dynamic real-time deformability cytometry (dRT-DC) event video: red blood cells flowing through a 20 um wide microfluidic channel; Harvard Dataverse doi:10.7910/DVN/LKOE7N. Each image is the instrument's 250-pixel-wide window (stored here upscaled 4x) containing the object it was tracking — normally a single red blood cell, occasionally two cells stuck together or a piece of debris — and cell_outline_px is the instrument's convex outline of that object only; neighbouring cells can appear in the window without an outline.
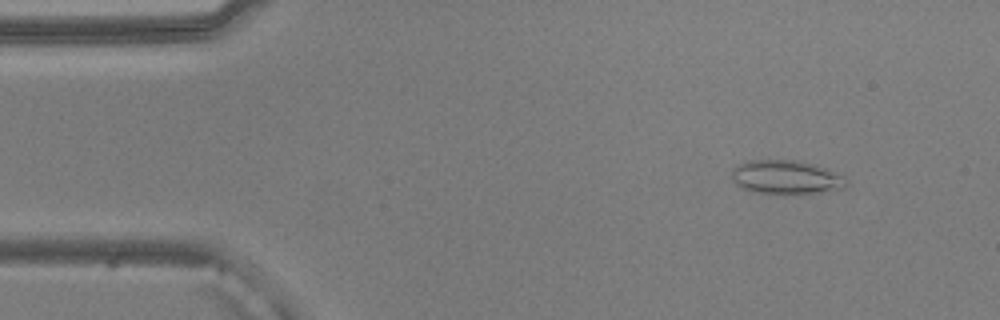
{"species": "common noctule bat (a hibernating species)", "species_latin": "Nyctalus noctula", "temperature_condition": "warm", "stored_images_in_passage": 16, "camera_frame_rate_fps": 3000, "um_per_image_px": 0.085, "animal": {"sex": "male", "body_mass_g": 20.5, "forearm_length_mm": 52.5}, "frame": {"image": 1, "passage_image": 5, "time_ms": 1.333, "image_size_px": [1000, 320], "cell_outline_px": [[848, 184], [844, 188], [820, 192], [756, 192], [744, 188], [736, 184], [732, 180], [732, 168], [736, 164], [748, 160], [796, 160], [828, 168], [844, 176], [848, 180]], "centroid_in_image_um": [66.82, 15.02], "position_along_channel_um": 18.2, "area_um2": 22.31}}